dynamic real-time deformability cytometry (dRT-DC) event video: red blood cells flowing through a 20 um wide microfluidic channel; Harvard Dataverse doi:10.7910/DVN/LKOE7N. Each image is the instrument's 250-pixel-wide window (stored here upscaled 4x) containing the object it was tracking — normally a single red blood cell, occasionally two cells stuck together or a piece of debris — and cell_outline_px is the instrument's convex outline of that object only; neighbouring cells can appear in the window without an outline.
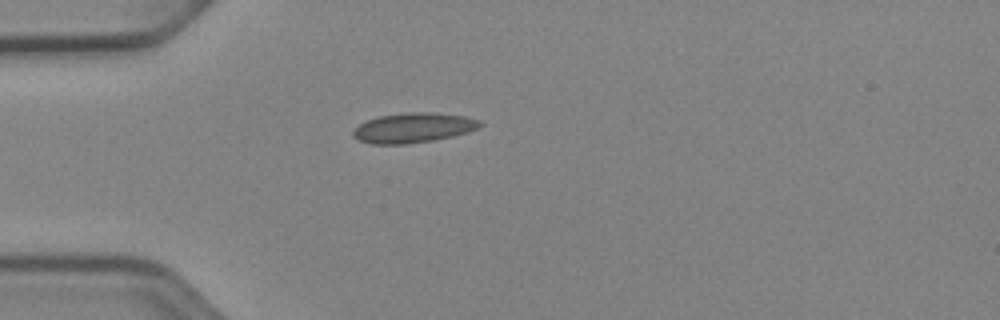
{"species": "Egyptian fruit bat (a non-hibernating species)", "species_latin": "Rousettus aegyptiacus", "temperature_condition": "cold", "stored_images_in_passage": 33, "camera_frame_rate_fps": 3000, "um_per_image_px": 0.085, "animal": {"sex": "female"}, "frame": {"image": 1, "passage_image": 1, "time_ms": 0.0, "image_size_px": [1000, 320], "cell_outline_px": [[484, 124], [468, 132], [452, 136], [432, 140], [404, 144], [372, 144], [360, 140], [352, 136], [352, 132], [360, 124], [368, 120], [380, 116], [408, 112], [432, 112], [464, 116], [480, 120]], "centroid_in_image_um": [35.14, 10.86], "position_along_channel_um": 49.9, "area_um2": 21.85}}
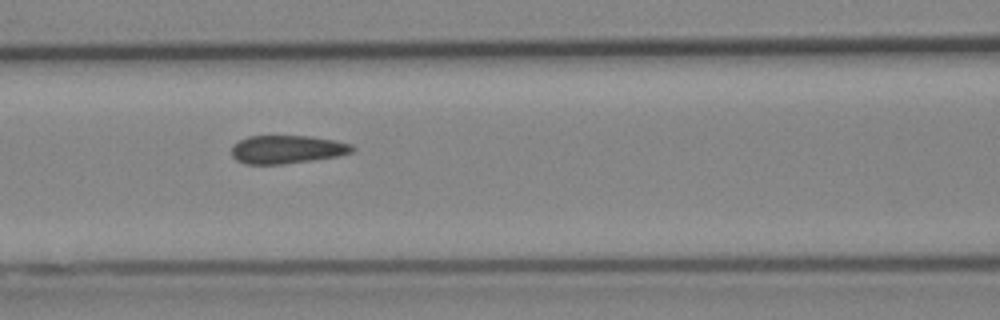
{"frame": {"image": 2, "passage_image": 9, "time_ms": 2.667, "image_size_px": [1000, 320], "cell_outline_px": [[356, 148], [352, 152], [336, 156], [312, 160], [284, 164], [244, 164], [236, 160], [232, 156], [232, 144], [248, 136], [312, 136], [336, 140], [352, 144]], "centroid_in_image_um": [24.39, 12.69], "position_along_channel_um": 142.2, "area_um2": 20.0}}
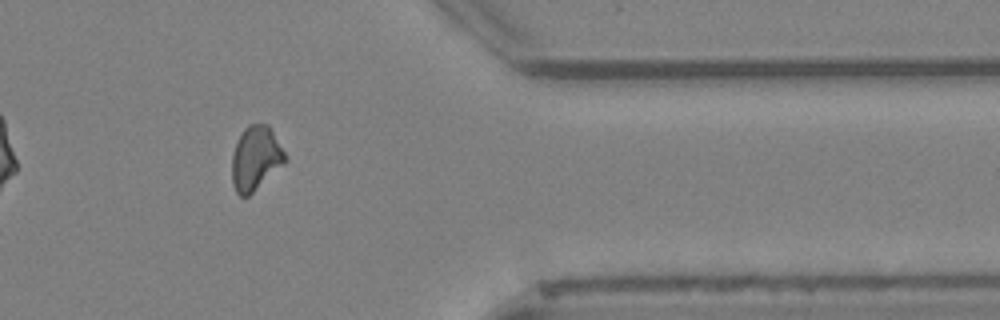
{"frame": {"image": 3, "passage_image": 29, "time_ms": 9.333, "image_size_px": [1000, 320], "cell_outline_px": [[288, 160], [284, 164], [248, 196], [240, 196], [236, 192], [232, 184], [232, 152], [244, 128], [248, 124], [268, 124], [288, 156]], "centroid_in_image_um": [21.74, 13.45], "position_along_channel_um": 389.7, "area_um2": 19.94}, "authors_computed_cell_mechanics": {"area_um2": 20.2878, "velocity_mm_per_s": 3.9644, "shape_relaxation_time_tau1_ms": null, "shape_relaxation_time_tau2_ms": 2.35, "deformation_change_tau1": null, "deformation_change_tau2": 0.0592}}